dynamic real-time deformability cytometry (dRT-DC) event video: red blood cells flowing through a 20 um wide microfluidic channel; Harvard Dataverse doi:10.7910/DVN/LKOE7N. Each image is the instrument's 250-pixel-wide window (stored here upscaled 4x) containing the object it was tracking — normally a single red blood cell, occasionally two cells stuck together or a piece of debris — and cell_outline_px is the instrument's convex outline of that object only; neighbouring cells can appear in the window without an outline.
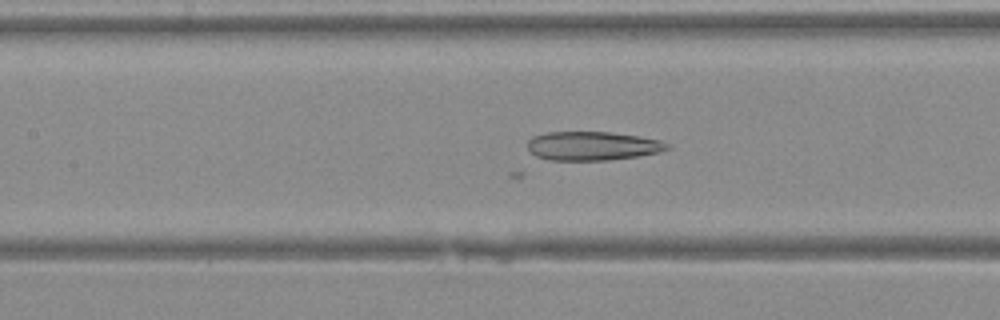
{"species": "Egyptian fruit bat (a non-hibernating species)", "species_latin": "Rousettus aegyptiacus", "temperature_condition": "warm", "stored_images_in_passage": 31, "camera_frame_rate_fps": 3000, "um_per_image_px": 0.085, "animal": {"sex": "female"}, "frame": {"image": 1, "passage_image": 8, "time_ms": 2.333, "image_size_px": [1000, 320], "cell_outline_px": [[672, 148], [660, 152], [636, 156], [608, 160], [548, 160], [536, 156], [528, 148], [528, 140], [532, 136], [548, 132], [608, 132], [640, 136], [660, 140], [672, 144]], "centroid_in_image_um": [50.4, 12.4], "position_along_channel_um": 157.0, "area_um2": 23.58}}
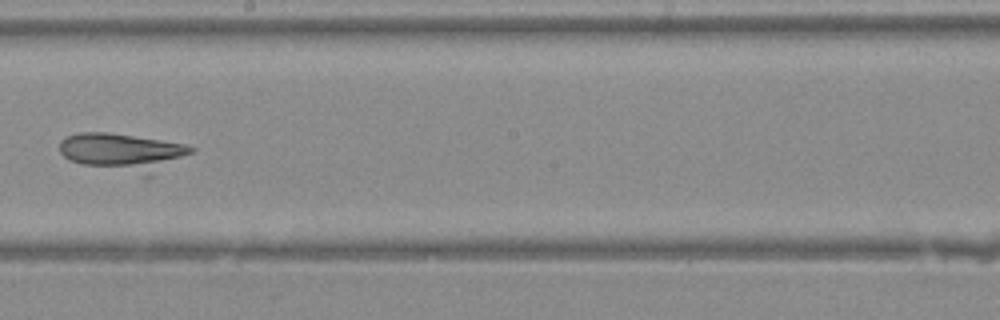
{"frame": {"image": 2, "passage_image": 13, "time_ms": 4.0, "image_size_px": [1000, 320], "cell_outline_px": [[196, 148], [192, 152], [152, 176], [144, 176], [84, 164], [68, 160], [60, 152], [60, 140], [68, 136], [80, 132], [108, 132], [160, 140], [184, 144]], "centroid_in_image_um": [10.44, 12.93], "position_along_channel_um": 237.8, "area_um2": 28.67}}
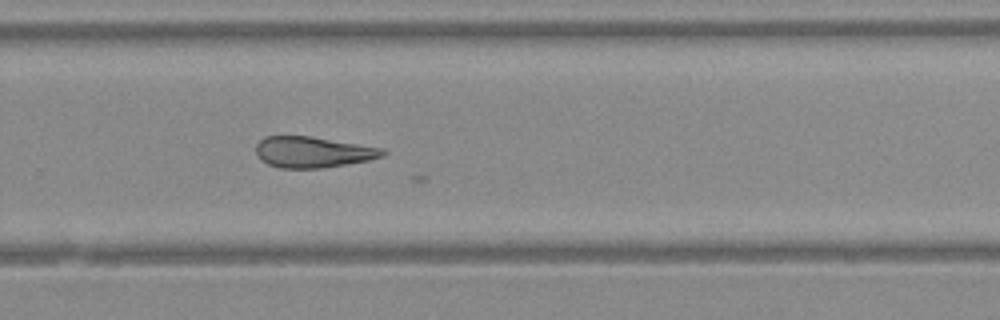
{"frame": {"image": 3, "passage_image": 17, "time_ms": 5.333, "image_size_px": [1000, 320], "cell_outline_px": [[388, 152], [384, 156], [368, 160], [320, 168], [280, 168], [268, 164], [260, 160], [256, 156], [256, 144], [264, 136], [308, 136], [384, 148]], "centroid_in_image_um": [26.57, 12.92], "position_along_channel_um": 303.2, "area_um2": 22.83}}